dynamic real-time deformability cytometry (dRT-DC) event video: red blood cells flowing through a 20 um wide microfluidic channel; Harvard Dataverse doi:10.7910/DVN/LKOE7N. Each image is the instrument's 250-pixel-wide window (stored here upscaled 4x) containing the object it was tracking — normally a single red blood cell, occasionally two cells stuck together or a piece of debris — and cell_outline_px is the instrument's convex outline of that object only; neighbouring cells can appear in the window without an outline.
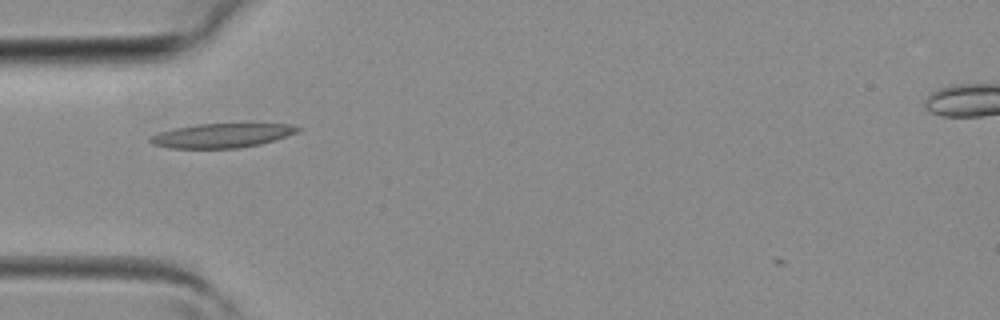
{"species": "common noctule bat (a hibernating species)", "species_latin": "Nyctalus noctula", "temperature_condition": "room temperature", "stored_images_in_passage": 2, "camera_frame_rate_fps": 3000, "um_per_image_px": 0.085, "animal": {"sex": "female", "body_mass_g": 19.3, "forearm_length_mm": 54.1}, "frame": {"image": 1, "passage_image": 1, "time_ms": 0.0, "image_size_px": [1000, 320], "cell_outline_px": [[304, 128], [296, 132], [260, 144], [240, 148], [168, 148], [152, 144], [148, 140], [148, 136], [172, 128], [200, 124], [288, 124]], "centroid_in_image_um": [18.78, 11.52], "position_along_channel_um": 66.2, "area_um2": 20.69}}
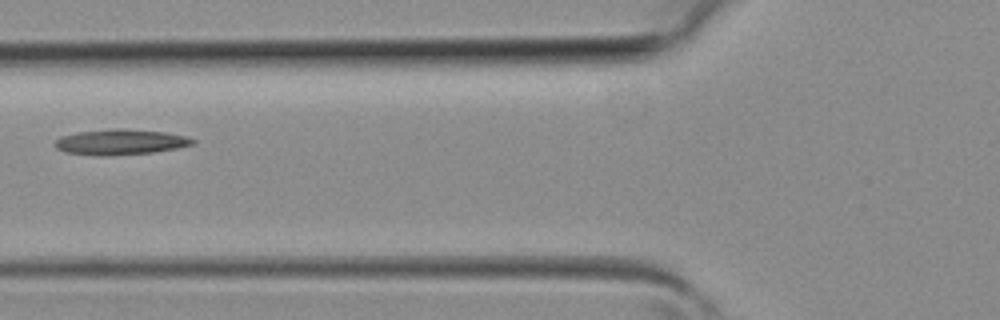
{"frame": {"image": 2, "passage_image": 2, "time_ms": 0.333, "image_size_px": [1000, 320], "cell_outline_px": [[196, 144], [176, 148], [152, 152], [108, 156], [96, 156], [64, 152], [56, 148], [52, 144], [60, 136], [80, 132], [112, 128], [124, 128], [164, 132], [188, 136], [196, 140]], "centroid_in_image_um": [10.23, 12.07], "position_along_channel_um": 115.6, "area_um2": 20.69}}